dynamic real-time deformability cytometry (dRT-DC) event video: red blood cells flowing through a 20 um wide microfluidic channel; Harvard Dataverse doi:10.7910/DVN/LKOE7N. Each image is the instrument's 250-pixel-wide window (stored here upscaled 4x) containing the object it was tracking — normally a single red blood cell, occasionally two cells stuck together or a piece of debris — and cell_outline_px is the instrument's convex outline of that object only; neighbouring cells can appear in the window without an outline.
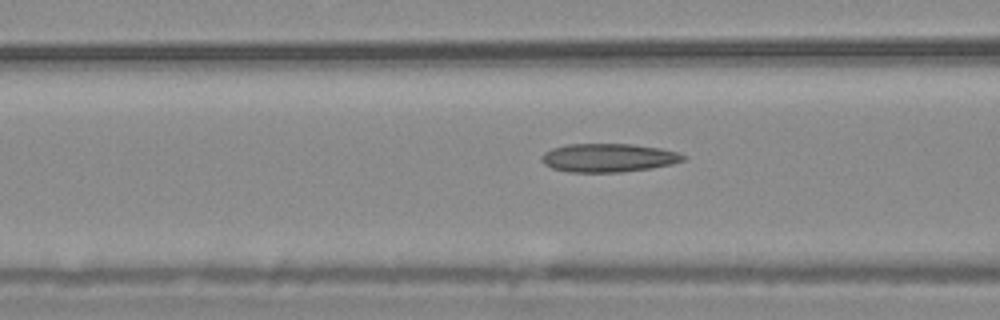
{"species": "common noctule bat (a hibernating species)", "species_latin": "Nyctalus noctula", "temperature_condition": "warm", "stored_images_in_passage": 42, "camera_frame_rate_fps": 3000, "um_per_image_px": 0.085, "animal": {"sex": "male", "body_mass_g": 20.4}, "frame": {"image": 1, "passage_image": 9, "time_ms": 2.667, "image_size_px": [1000, 320], "cell_outline_px": [[688, 156], [684, 160], [672, 164], [652, 168], [620, 172], [568, 172], [552, 168], [544, 164], [540, 160], [540, 156], [544, 152], [552, 148], [564, 144], [632, 144], [660, 148], [676, 152]], "centroid_in_image_um": [51.68, 13.41], "position_along_channel_um": 114.9, "area_um2": 23.7}}
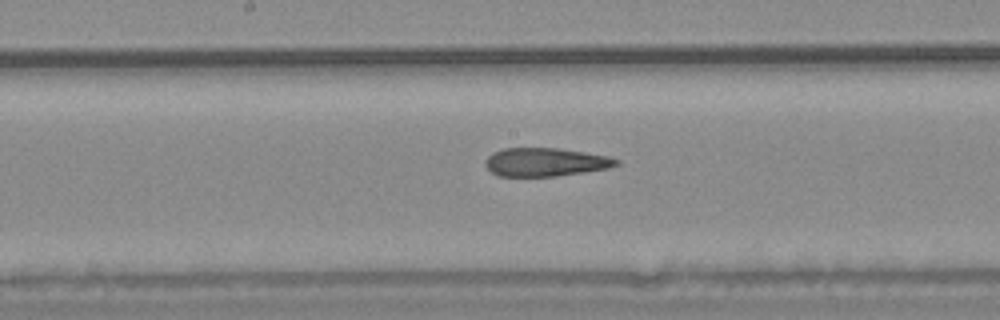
{"frame": {"image": 2, "passage_image": 16, "time_ms": 5.0, "image_size_px": [1000, 320], "cell_outline_px": [[620, 164], [608, 168], [584, 172], [556, 176], [496, 176], [484, 164], [484, 160], [492, 152], [504, 148], [556, 148], [584, 152], [608, 156], [620, 160]], "centroid_in_image_um": [46.34, 13.78], "position_along_channel_um": 201.9, "area_um2": 21.73}}
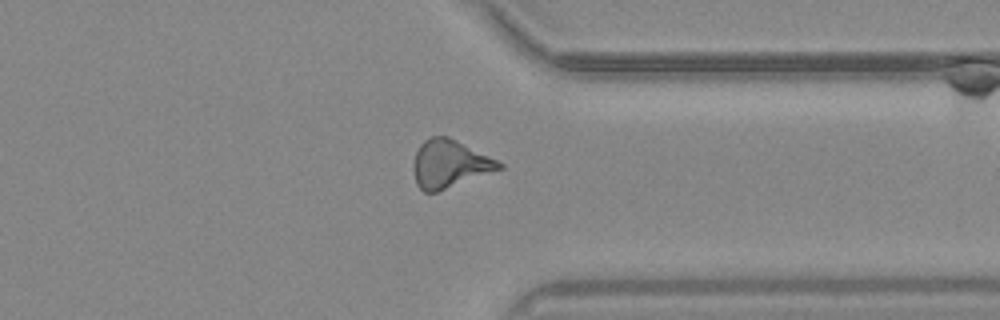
{"frame": {"image": 3, "passage_image": 30, "time_ms": 9.667, "image_size_px": [1000, 320], "cell_outline_px": [[504, 168], [436, 192], [424, 192], [416, 184], [412, 168], [412, 164], [416, 152], [420, 144], [424, 140], [432, 136], [448, 136], [504, 164]], "centroid_in_image_um": [38.17, 13.94], "position_along_channel_um": 373.2, "area_um2": 23.7}, "authors_computed_cell_mechanics": {"area_um2": 23.12, "velocity_mm_per_s": 3.7254, "shape_relaxation_time_tau1_ms": null, "shape_relaxation_time_tau2_ms": 4.4864, "deformation_change_tau1": null, "deformation_change_tau2": 0.1665}}